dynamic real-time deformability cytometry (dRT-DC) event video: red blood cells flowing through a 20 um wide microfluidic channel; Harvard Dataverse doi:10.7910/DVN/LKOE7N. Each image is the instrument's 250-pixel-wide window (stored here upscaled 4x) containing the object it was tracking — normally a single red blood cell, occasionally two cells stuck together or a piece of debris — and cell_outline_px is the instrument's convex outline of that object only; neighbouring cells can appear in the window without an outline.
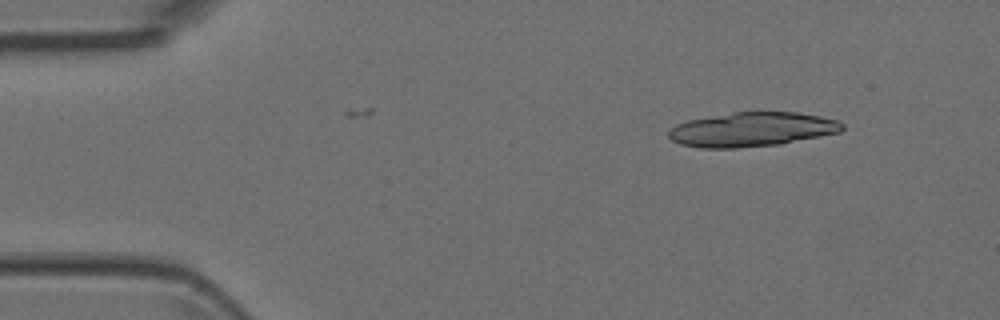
{"species": "Egyptian fruit bat (a non-hibernating species)", "species_latin": "Rousettus aegyptiacus", "temperature_condition": "room temperature", "stored_images_in_passage": 4, "camera_frame_rate_fps": 3000, "um_per_image_px": 0.085, "animal": {"sex": "female"}, "frame": {"image": 1, "passage_image": 2, "time_ms": 0.333, "image_size_px": [1000, 320], "cell_outline_px": [[844, 128], [840, 132], [780, 144], [736, 148], [700, 148], [680, 144], [672, 140], [668, 136], [668, 128], [676, 124], [688, 120], [732, 112], [796, 112], [820, 116], [840, 120], [844, 124]], "centroid_in_image_um": [63.9, 11.0], "position_along_channel_um": 21.1, "area_um2": 34.91}}